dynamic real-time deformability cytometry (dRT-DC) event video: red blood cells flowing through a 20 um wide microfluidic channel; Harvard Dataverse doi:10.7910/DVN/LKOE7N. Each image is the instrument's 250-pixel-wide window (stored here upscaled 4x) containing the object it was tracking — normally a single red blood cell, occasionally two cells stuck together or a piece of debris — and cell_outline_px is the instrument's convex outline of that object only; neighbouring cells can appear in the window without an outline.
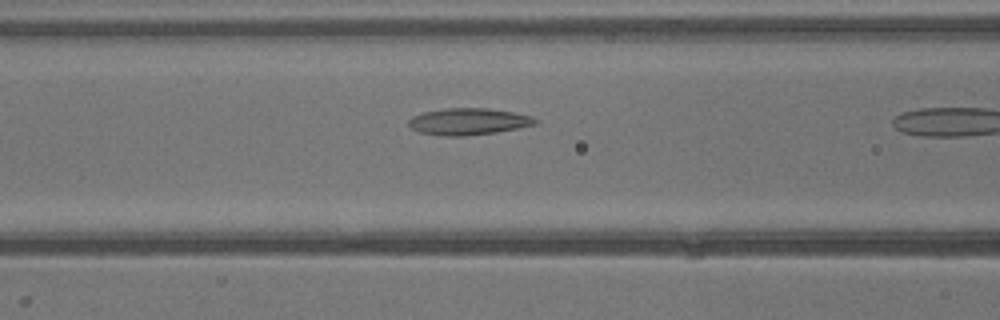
{"species": "common noctule bat (a hibernating species)", "species_latin": "Nyctalus noctula", "temperature_condition": "warm", "stored_images_in_passage": 7, "camera_frame_rate_fps": 3000, "um_per_image_px": 0.085, "animal": {"sex": "male", "body_mass_g": 13.3}, "frame": {"image": 1, "passage_image": 6, "time_ms": 1.667, "image_size_px": [1000, 320], "cell_outline_px": [[536, 124], [520, 128], [496, 132], [464, 136], [444, 136], [420, 132], [412, 128], [408, 124], [408, 120], [412, 116], [424, 112], [444, 108], [488, 108], [512, 112], [532, 116], [536, 120]], "centroid_in_image_um": [39.81, 10.33], "position_along_channel_um": 126.8, "area_um2": 19.65}}